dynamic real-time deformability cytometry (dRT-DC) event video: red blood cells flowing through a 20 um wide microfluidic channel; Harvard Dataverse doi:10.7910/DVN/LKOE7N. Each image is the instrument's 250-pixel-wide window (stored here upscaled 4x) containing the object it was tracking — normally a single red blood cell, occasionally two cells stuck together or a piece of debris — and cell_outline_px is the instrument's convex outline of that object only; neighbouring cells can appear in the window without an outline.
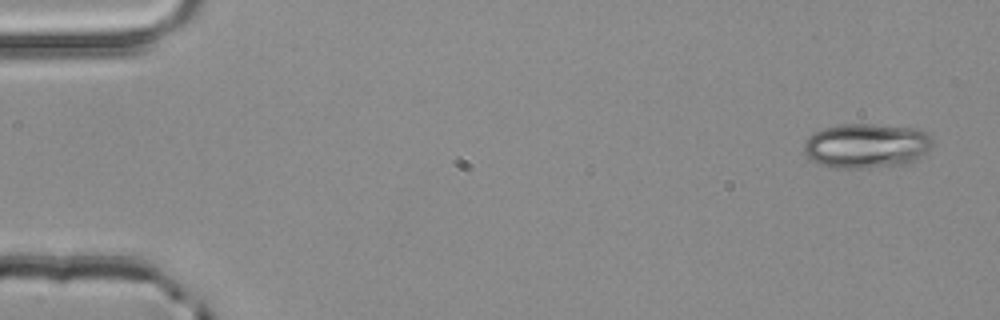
{"species": "common noctule bat (a hibernating species)", "species_latin": "Nyctalus noctula", "temperature_condition": "room temperature", "stored_images_in_passage": 4, "camera_frame_rate_fps": 3000, "um_per_image_px": 0.085, "animal": {"sex": "male", "body_mass_g": 20.4}, "frame": {"image": 1, "passage_image": 1, "time_ms": 0.0, "image_size_px": [1000, 320], "cell_outline_px": [[932, 144], [924, 156], [908, 164], [860, 168], [832, 168], [820, 164], [812, 160], [804, 152], [804, 140], [812, 132], [824, 128], [840, 124], [872, 124], [916, 128], [928, 132], [932, 136]], "centroid_in_image_um": [73.66, 12.38], "position_along_channel_um": 11.3, "area_um2": 33.93}}